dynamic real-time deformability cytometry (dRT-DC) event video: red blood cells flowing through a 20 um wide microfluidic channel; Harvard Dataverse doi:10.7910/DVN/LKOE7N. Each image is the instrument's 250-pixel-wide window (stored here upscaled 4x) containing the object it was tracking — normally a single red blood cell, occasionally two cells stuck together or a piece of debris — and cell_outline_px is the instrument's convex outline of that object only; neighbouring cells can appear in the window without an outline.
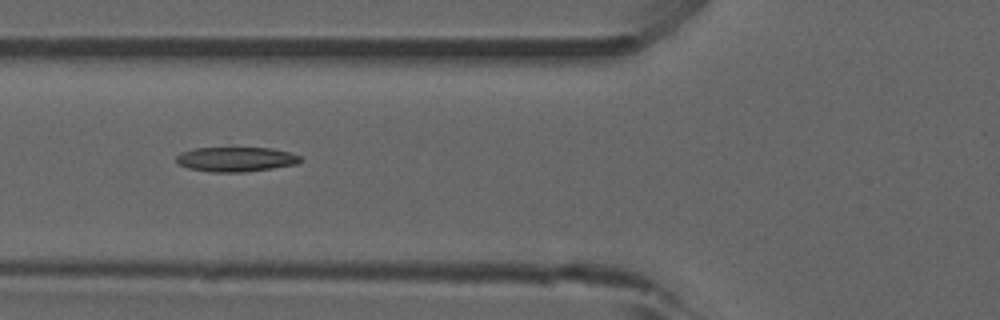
{"species": "common noctule bat (a hibernating species)", "species_latin": "Nyctalus noctula", "temperature_condition": "room temperature", "stored_images_in_passage": 46, "camera_frame_rate_fps": 3000, "um_per_image_px": 0.085, "animal": {"sex": "male", "forearm_length_mm": 52.5}, "frame": {"image": 1, "passage_image": 14, "time_ms": 4.333, "image_size_px": [1000, 320], "cell_outline_px": [[304, 160], [296, 164], [272, 168], [244, 172], [208, 172], [188, 168], [176, 164], [176, 156], [180, 152], [196, 148], [272, 148], [288, 152], [300, 156]], "centroid_in_image_um": [20.02, 13.54], "position_along_channel_um": 105.8, "area_um2": 17.92}}